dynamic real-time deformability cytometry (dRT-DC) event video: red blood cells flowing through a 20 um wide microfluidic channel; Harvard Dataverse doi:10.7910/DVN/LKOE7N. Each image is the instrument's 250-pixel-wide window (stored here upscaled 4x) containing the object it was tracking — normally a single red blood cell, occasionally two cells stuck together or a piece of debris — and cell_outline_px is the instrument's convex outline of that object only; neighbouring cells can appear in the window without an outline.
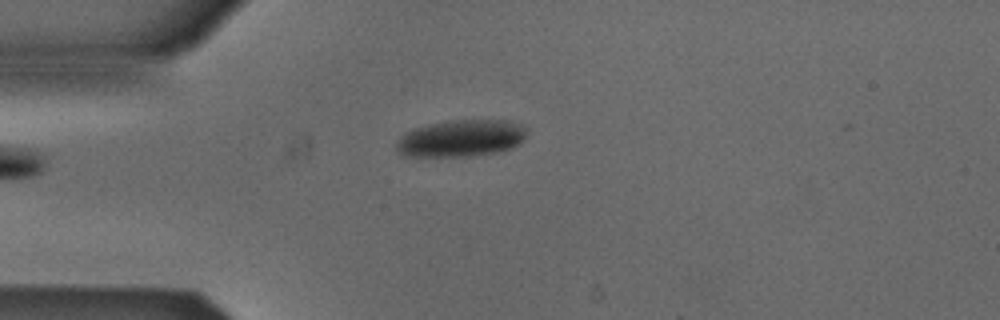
{"species": "Egyptian fruit bat (a non-hibernating species)", "species_latin": "Rousettus aegyptiacus", "temperature_condition": "cold", "stored_images_in_passage": 1, "camera_frame_rate_fps": 3000, "um_per_image_px": 0.085, "animal": {"sex": "male"}, "frame": {"image": 1, "passage_image": 1, "time_ms": 0.0, "image_size_px": [1000, 320], "cell_outline_px": [[524, 136], [520, 144], [512, 148], [492, 152], [468, 156], [404, 156], [396, 152], [396, 144], [400, 136], [416, 128], [448, 120], [504, 120], [520, 124], [524, 128]], "centroid_in_image_um": [39.15, 11.76], "position_along_channel_um": 45.8, "area_um2": 27.63}}